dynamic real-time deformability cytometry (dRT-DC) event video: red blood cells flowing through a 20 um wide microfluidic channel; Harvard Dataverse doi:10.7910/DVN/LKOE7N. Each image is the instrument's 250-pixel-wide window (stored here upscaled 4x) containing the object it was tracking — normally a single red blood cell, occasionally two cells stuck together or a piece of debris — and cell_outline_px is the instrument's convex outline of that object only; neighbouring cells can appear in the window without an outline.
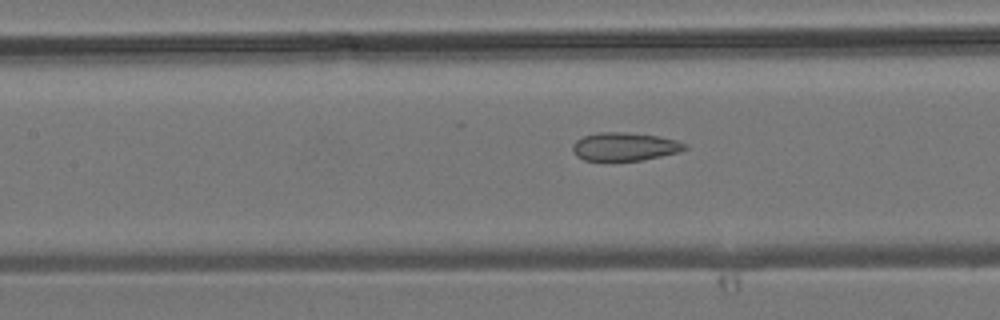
{"species": "common noctule bat (a hibernating species)", "species_latin": "Nyctalus noctula", "temperature_condition": "room temperature", "stored_images_in_passage": 7, "segment_of_instrument_passage": [2, 2], "camera_frame_rate_fps": 3000, "um_per_image_px": 0.085, "animal": {"sex": "male", "body_mass_g": 19.2, "forearm_length_mm": 51.8}, "frame": {"image": 1, "passage_image": 7, "time_ms": 7.0, "image_size_px": [1000, 320], "cell_outline_px": [[688, 148], [680, 152], [640, 160], [612, 164], [584, 160], [576, 156], [572, 148], [572, 144], [576, 140], [584, 136], [600, 132], [624, 132], [656, 136], [676, 140], [688, 144]], "centroid_in_image_um": [53.06, 12.51], "position_along_channel_um": 154.3, "area_um2": 19.13}}